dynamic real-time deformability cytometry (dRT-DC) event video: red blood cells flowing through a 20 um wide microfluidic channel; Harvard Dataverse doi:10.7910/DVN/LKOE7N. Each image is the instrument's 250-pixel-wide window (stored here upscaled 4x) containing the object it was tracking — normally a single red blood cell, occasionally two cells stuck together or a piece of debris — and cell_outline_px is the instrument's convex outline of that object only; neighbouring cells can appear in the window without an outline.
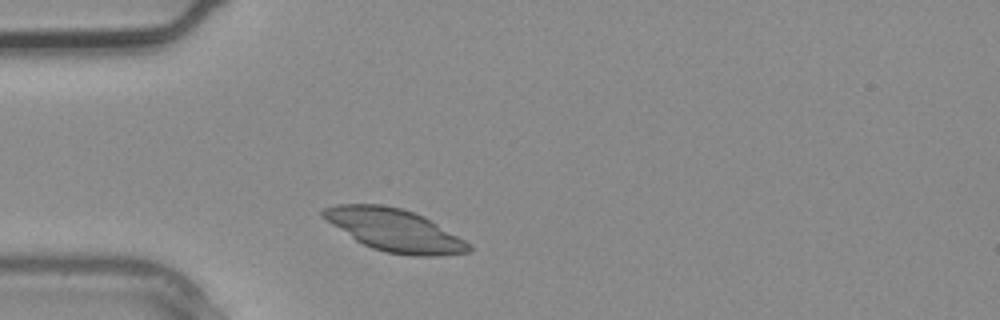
{"species": "common noctule bat (a hibernating species)", "species_latin": "Nyctalus noctula", "temperature_condition": "warm", "stored_images_in_passage": 1, "camera_frame_rate_fps": 3000, "um_per_image_px": 0.085, "animal": {"sex": "male", "body_mass_g": 20.4}, "frame": {"image": 1, "passage_image": 1, "time_ms": 0.0, "image_size_px": [1000, 320], "cell_outline_px": [[472, 248], [468, 252], [436, 256], [412, 256], [384, 252], [372, 248], [356, 240], [320, 216], [320, 212], [324, 208], [336, 204], [380, 204], [400, 208], [424, 216], [472, 244]], "centroid_in_image_um": [33.54, 19.56], "position_along_channel_um": 51.5, "area_um2": 35.84}}